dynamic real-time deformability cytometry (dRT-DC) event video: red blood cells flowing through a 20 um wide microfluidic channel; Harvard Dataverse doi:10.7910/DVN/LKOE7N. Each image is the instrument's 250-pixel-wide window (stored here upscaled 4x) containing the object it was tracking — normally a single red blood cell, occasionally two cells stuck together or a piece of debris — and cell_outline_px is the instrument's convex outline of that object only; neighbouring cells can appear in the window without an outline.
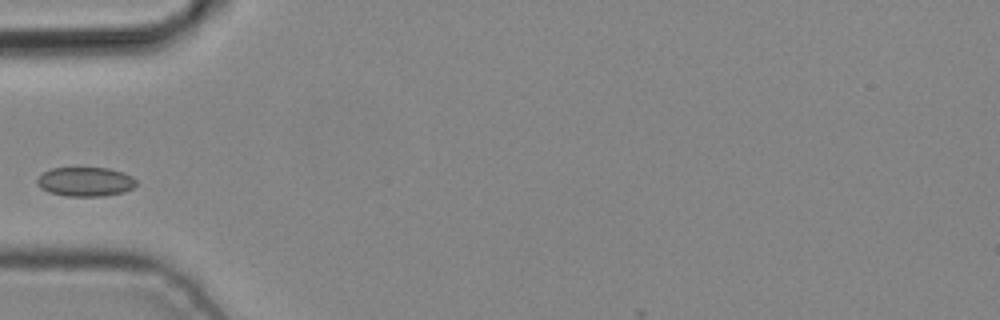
{"species": "common noctule bat (a hibernating species)", "species_latin": "Nyctalus noctula", "temperature_condition": "cold", "stored_images_in_passage": 3, "camera_frame_rate_fps": 3000, "um_per_image_px": 0.085, "animal": {"sex": "male", "body_mass_g": 19.2, "forearm_length_mm": 51.8}, "frame": {"image": 1, "passage_image": 3, "time_ms": 0.667, "image_size_px": [1000, 320], "cell_outline_px": [[136, 184], [132, 188], [124, 192], [104, 196], [64, 196], [48, 192], [40, 188], [36, 180], [44, 172], [52, 168], [108, 168], [124, 172], [132, 176], [136, 180]], "centroid_in_image_um": [7.27, 15.45], "position_along_channel_um": 77.7, "area_um2": 16.94}}